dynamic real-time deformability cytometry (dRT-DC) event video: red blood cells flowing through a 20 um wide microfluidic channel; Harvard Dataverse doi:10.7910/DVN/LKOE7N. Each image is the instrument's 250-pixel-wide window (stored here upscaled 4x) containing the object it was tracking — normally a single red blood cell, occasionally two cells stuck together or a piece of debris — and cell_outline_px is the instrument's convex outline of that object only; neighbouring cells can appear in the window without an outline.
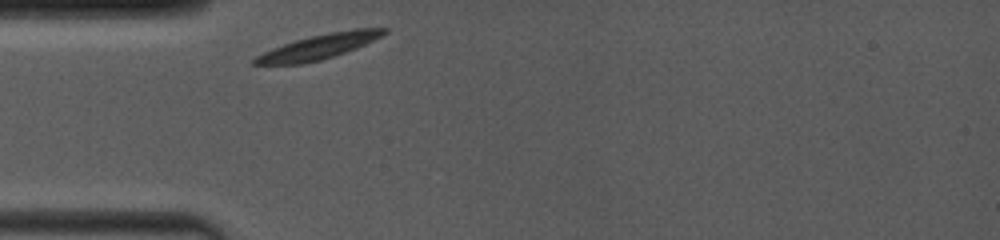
{"species": "common noctule bat (a hibernating species)", "species_latin": "Nyctalus noctula", "temperature_condition": "room temperature", "stored_images_in_passage": 30, "camera_frame_rate_fps": 4000, "um_per_image_px": 0.085, "animal": {"sex": "female", "body_mass_g": 19.0, "forearm_length_mm": 53.3}, "frame": {"image": 1, "passage_image": 1, "time_ms": 0.0, "image_size_px": [1000, 240], "cell_outline_px": [[388, 32], [356, 48], [320, 60], [304, 64], [252, 64], [252, 60], [256, 56], [272, 48], [296, 40], [312, 36], [352, 28], [388, 28]], "centroid_in_image_um": [27.09, 3.97], "position_along_channel_um": 57.9, "area_um2": 18.26}}
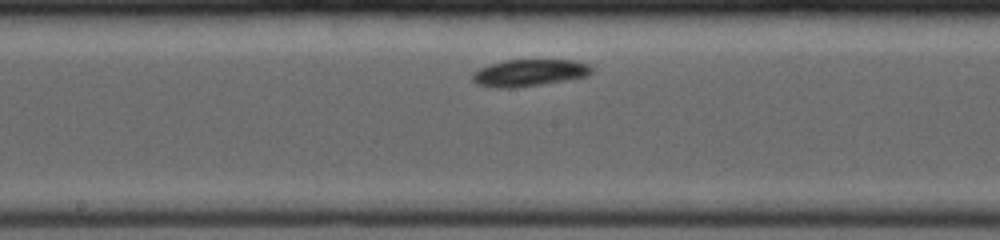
{"frame": {"image": 2, "passage_image": 17, "time_ms": 4.0, "image_size_px": [1000, 240], "cell_outline_px": [[592, 72], [588, 76], [540, 84], [508, 88], [496, 88], [476, 84], [472, 80], [472, 76], [480, 68], [488, 64], [504, 60], [576, 60], [588, 64], [592, 68]], "centroid_in_image_um": [44.98, 6.18], "position_along_channel_um": 203.2, "area_um2": 18.55}}
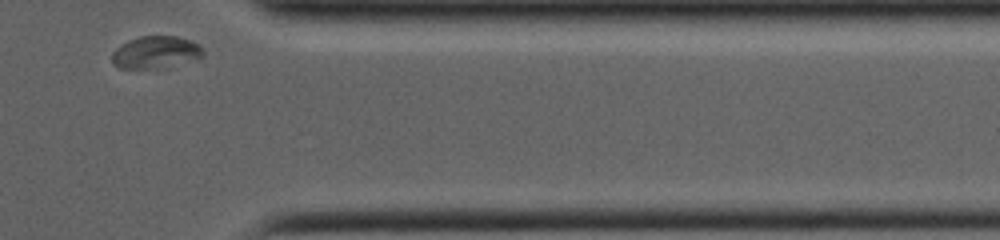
{"frame": {"image": 3, "passage_image": 29, "time_ms": 9.25, "image_size_px": [1000, 240], "cell_outline_px": [[204, 56], [200, 60], [160, 68], [120, 68], [112, 64], [112, 52], [116, 48], [128, 40], [140, 36], [176, 36], [200, 44], [204, 52]], "centroid_in_image_um": [13.27, 4.45], "position_along_channel_um": 398.1, "area_um2": 17.4}, "authors_computed_cell_mechanics": {"area_um2": 18.2359, "velocity_mm_per_s": 3.7353, "shape_relaxation_time_tau1_ms": 0.9501, "shape_relaxation_time_tau2_ms": null, "deformation_change_tau1": 0.0599, "deformation_change_tau2": null}}